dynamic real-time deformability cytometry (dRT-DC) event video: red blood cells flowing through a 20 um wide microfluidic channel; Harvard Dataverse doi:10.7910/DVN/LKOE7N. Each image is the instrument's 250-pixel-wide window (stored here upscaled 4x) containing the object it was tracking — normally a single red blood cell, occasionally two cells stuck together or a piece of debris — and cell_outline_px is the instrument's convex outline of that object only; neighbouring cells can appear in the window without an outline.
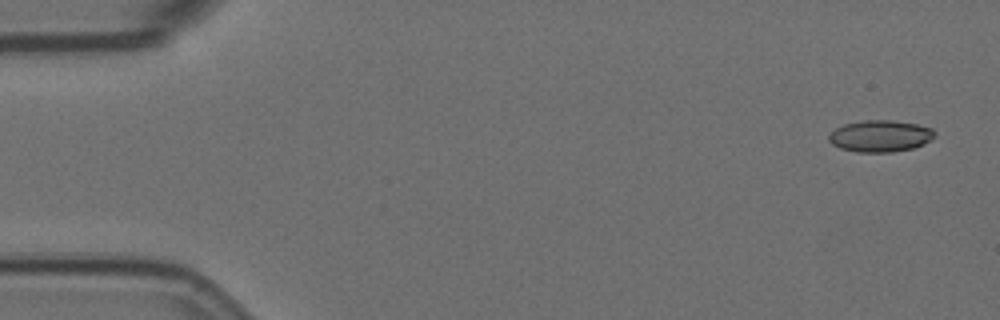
{"species": "Egyptian fruit bat (a non-hibernating species)", "species_latin": "Rousettus aegyptiacus", "temperature_condition": "room temperature", "stored_images_in_passage": 5, "camera_frame_rate_fps": 3000, "um_per_image_px": 0.085, "animal": {"sex": "female"}, "frame": {"image": 1, "passage_image": 1, "time_ms": 0.0, "image_size_px": [1000, 320], "cell_outline_px": [[936, 136], [912, 148], [892, 152], [856, 152], [840, 148], [832, 144], [828, 140], [828, 136], [836, 128], [844, 124], [860, 120], [892, 120], [916, 124], [932, 128], [936, 132]], "centroid_in_image_um": [74.79, 11.55], "position_along_channel_um": 10.2, "area_um2": 19.48}}
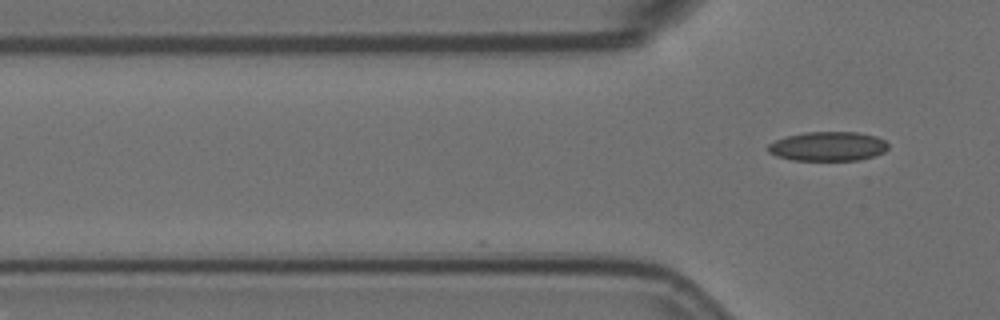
{"frame": {"image": 2, "passage_image": 5, "time_ms": 1.333, "image_size_px": [1000, 320], "cell_outline_px": [[888, 148], [884, 152], [860, 160], [792, 160], [776, 156], [768, 152], [768, 144], [776, 140], [788, 136], [808, 132], [856, 132], [876, 136], [884, 140], [888, 144]], "centroid_in_image_um": [70.38, 12.44], "position_along_channel_um": 55.4, "area_um2": 20.4}}